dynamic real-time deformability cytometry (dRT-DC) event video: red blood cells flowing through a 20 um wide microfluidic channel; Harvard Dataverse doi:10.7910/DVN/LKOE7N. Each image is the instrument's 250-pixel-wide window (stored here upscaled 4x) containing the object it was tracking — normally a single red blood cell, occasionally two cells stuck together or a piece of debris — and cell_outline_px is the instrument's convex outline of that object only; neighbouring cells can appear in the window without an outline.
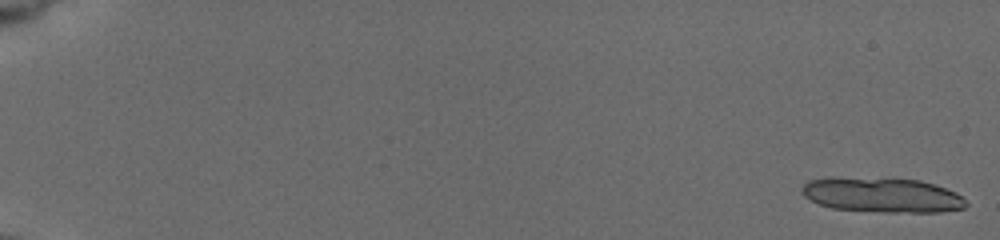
{"species": "common noctule bat (a hibernating species)", "species_latin": "Nyctalus noctula", "temperature_condition": "cold", "stored_images_in_passage": 11, "camera_frame_rate_fps": 3000, "um_per_image_px": 0.085, "animal": {"sex": "female", "body_mass_g": 19.5, "forearm_length_mm": 54.1}, "frame": {"image": 1, "passage_image": 1, "time_ms": 0.0, "image_size_px": [1000, 240], "cell_outline_px": [[968, 204], [964, 208], [940, 212], [884, 212], [832, 208], [820, 204], [804, 196], [800, 192], [800, 188], [808, 180], [832, 176], [920, 180], [956, 192]], "centroid_in_image_um": [74.92, 16.56], "position_along_channel_um": 10.1, "area_um2": 33.41}}
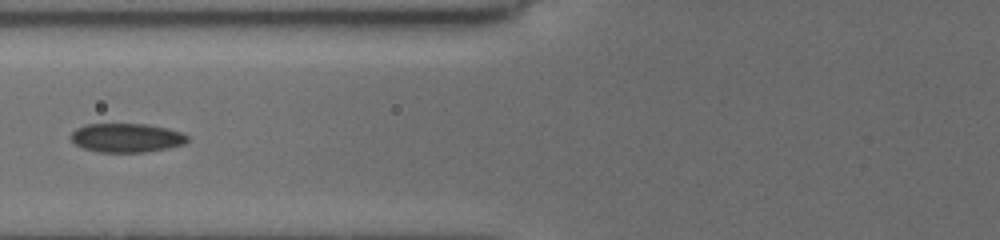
{"frame": {"image": 2, "passage_image": 10, "time_ms": 8.333, "image_size_px": [1000, 240], "cell_outline_px": [[188, 140], [184, 144], [168, 148], [144, 152], [100, 152], [84, 148], [76, 144], [72, 140], [72, 132], [76, 128], [84, 124], [148, 124], [168, 128], [180, 132], [188, 136]], "centroid_in_image_um": [10.77, 11.7], "position_along_channel_um": 115.0, "area_um2": 19.59}}